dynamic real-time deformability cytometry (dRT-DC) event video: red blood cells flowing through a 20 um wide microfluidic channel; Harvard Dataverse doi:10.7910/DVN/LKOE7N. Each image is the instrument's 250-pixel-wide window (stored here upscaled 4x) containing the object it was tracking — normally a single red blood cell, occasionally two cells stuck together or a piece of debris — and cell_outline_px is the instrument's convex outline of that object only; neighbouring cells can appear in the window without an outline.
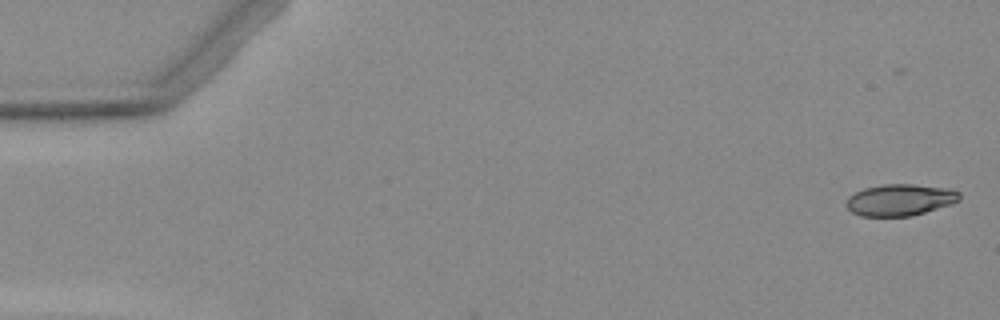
{"species": "Egyptian fruit bat (a non-hibernating species)", "species_latin": "Rousettus aegyptiacus", "temperature_condition": "warm", "stored_images_in_passage": 2, "camera_frame_rate_fps": 3000, "um_per_image_px": 0.085, "animal": {"sex": "female"}, "frame": {"image": 1, "passage_image": 1, "time_ms": 0.0, "image_size_px": [1000, 320], "cell_outline_px": [[960, 200], [952, 204], [912, 216], [860, 216], [852, 212], [848, 208], [848, 196], [864, 188], [884, 184], [912, 184], [952, 188], [960, 192]], "centroid_in_image_um": [76.55, 16.98], "position_along_channel_um": 8.4, "area_um2": 20.92}}